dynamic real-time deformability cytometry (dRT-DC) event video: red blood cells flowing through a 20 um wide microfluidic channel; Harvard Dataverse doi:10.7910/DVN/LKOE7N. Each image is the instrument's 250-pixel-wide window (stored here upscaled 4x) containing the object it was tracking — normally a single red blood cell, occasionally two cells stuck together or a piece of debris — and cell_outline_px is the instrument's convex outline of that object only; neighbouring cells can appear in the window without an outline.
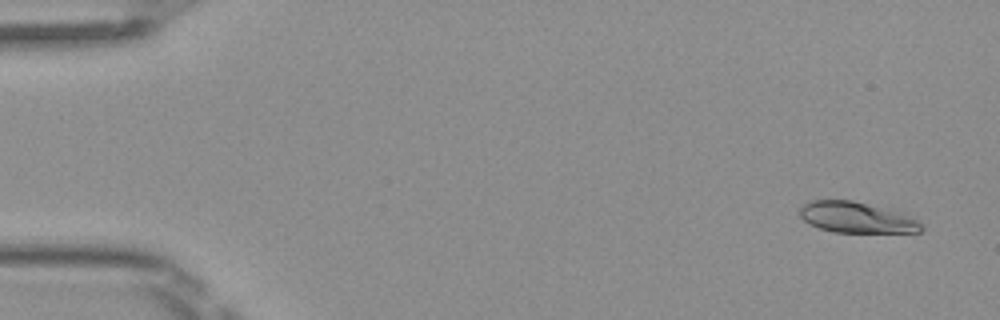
{"species": "Egyptian fruit bat (a non-hibernating species)", "species_latin": "Rousettus aegyptiacus", "temperature_condition": "room temperature", "stored_images_in_passage": 6, "camera_frame_rate_fps": 3000, "um_per_image_px": 0.085, "frame": {"image": 1, "passage_image": 1, "time_ms": 0.0, "image_size_px": [1000, 320], "cell_outline_px": [[924, 228], [920, 232], [832, 232], [808, 224], [800, 216], [800, 204], [812, 200], [852, 200], [920, 220]], "centroid_in_image_um": [72.73, 18.5], "position_along_channel_um": 12.3, "area_um2": 21.44}}
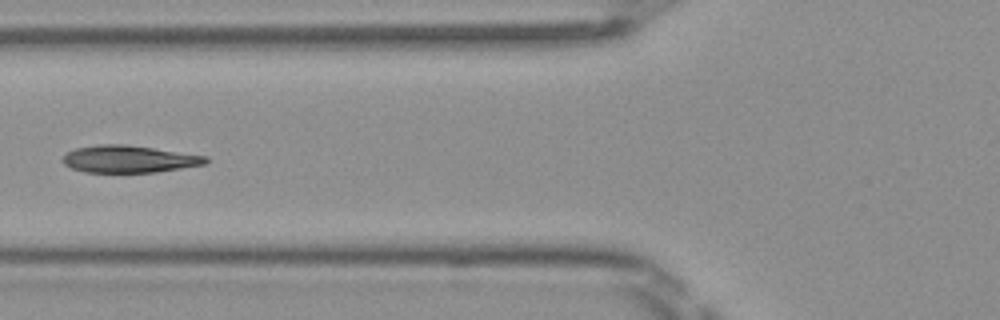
{"frame": {"image": 2, "passage_image": 5, "time_ms": 1.333, "image_size_px": [1000, 320], "cell_outline_px": [[208, 160], [204, 164], [156, 172], [84, 172], [72, 168], [64, 164], [60, 160], [68, 152], [76, 148], [100, 144], [124, 144], [208, 156]], "centroid_in_image_um": [10.93, 13.52], "position_along_channel_um": 114.9, "area_um2": 22.43}}
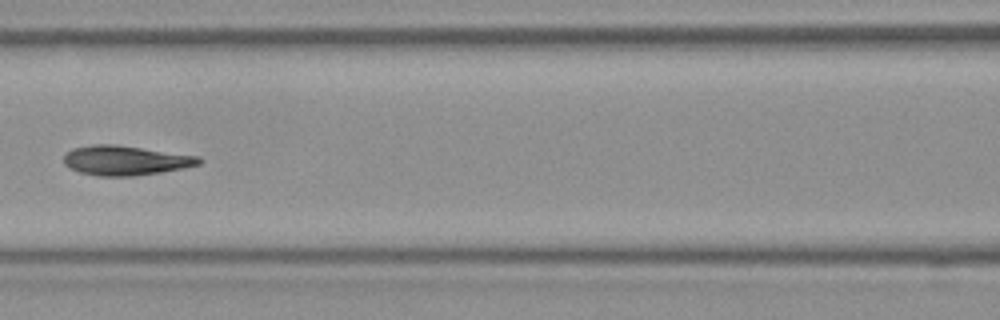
{"frame": {"image": 3, "passage_image": 6, "time_ms": 1.667, "image_size_px": [1000, 320], "cell_outline_px": [[204, 160], [200, 164], [184, 168], [160, 172], [132, 176], [96, 176], [80, 172], [64, 164], [64, 156], [72, 148], [92, 144], [116, 144], [200, 156]], "centroid_in_image_um": [10.69, 13.63], "position_along_channel_um": 155.9, "area_um2": 23.41}}